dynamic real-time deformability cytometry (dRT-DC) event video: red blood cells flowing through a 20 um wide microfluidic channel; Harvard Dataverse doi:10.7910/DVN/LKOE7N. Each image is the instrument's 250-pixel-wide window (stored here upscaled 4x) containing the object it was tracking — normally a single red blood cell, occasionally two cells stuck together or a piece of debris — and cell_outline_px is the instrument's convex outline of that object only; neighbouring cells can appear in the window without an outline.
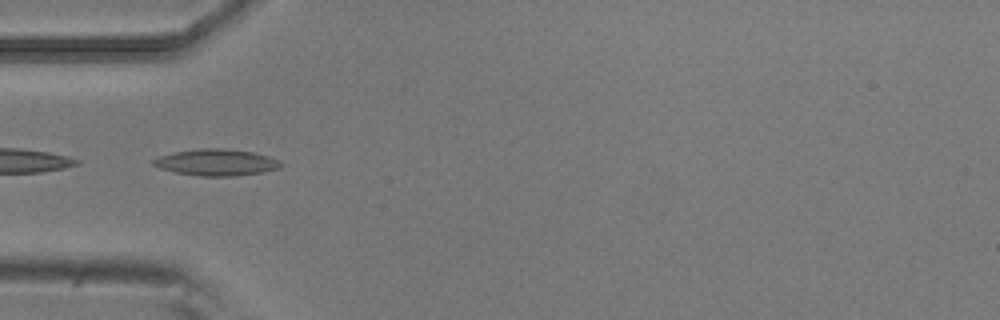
{"species": "common noctule bat (a hibernating species)", "species_latin": "Nyctalus noctula", "temperature_condition": "room temperature", "stored_images_in_passage": 52, "camera_frame_rate_fps": 3000, "um_per_image_px": 0.085, "animal": {"sex": "male", "body_mass_g": 20.5, "forearm_length_mm": 52.5}, "frame": {"image": 1, "passage_image": 16, "time_ms": 5.0, "image_size_px": [1000, 320], "cell_outline_px": [[284, 164], [280, 168], [264, 172], [232, 176], [200, 176], [176, 172], [160, 168], [152, 164], [152, 160], [160, 156], [176, 152], [200, 148], [224, 148], [252, 152], [268, 156], [280, 160]], "centroid_in_image_um": [18.44, 13.8], "position_along_channel_um": 66.6, "area_um2": 19.65}}
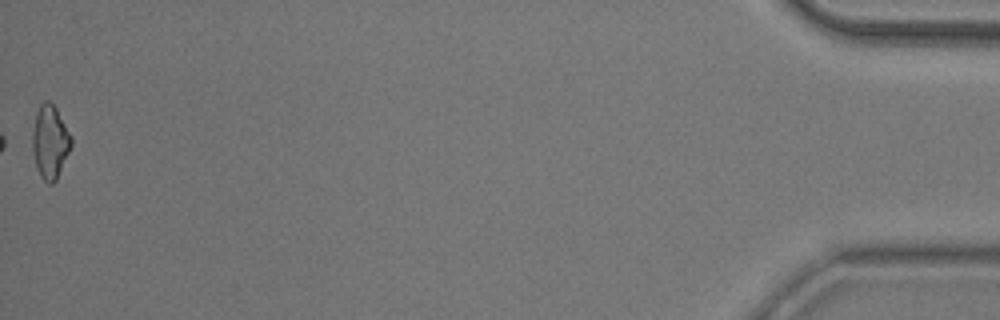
{"frame": {"image": 2, "passage_image": 52, "time_ms": 17.0, "image_size_px": [1000, 320], "cell_outline_px": [[72, 144], [56, 180], [52, 184], [48, 184], [40, 176], [36, 164], [32, 148], [32, 136], [36, 112], [40, 104], [44, 100], [48, 100], [56, 108], [72, 136]], "centroid_in_image_um": [4.25, 12.04], "position_along_channel_um": 430.9, "area_um2": 16.47}, "authors_computed_cell_mechanics": {"area_um2": 17.1666, "velocity_mm_per_s": 3.8576, "shape_relaxation_time_tau1_ms": 6.1494, "shape_relaxation_time_tau2_ms": 11.3118, "deformation_change_tau1": 0.1614, "deformation_change_tau2": 0.2172}}